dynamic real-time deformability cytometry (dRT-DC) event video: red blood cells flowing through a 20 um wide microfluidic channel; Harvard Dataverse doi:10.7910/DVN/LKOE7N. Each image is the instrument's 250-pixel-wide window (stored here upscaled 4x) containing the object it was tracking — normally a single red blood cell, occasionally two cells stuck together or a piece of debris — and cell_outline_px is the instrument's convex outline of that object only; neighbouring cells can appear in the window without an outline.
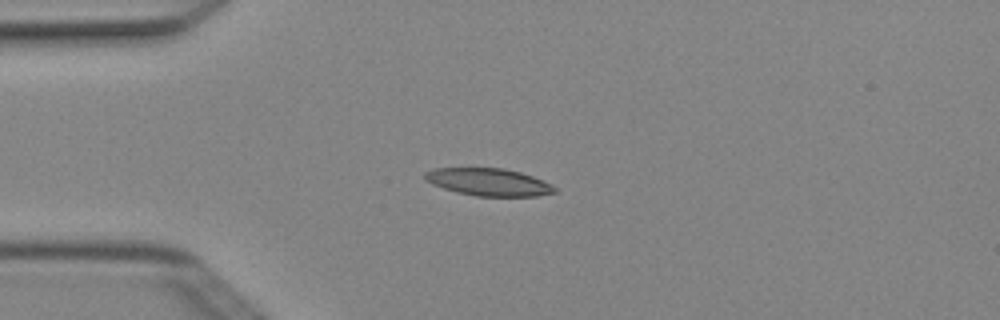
{"species": "Egyptian fruit bat (a non-hibernating species)", "species_latin": "Rousettus aegyptiacus", "temperature_condition": "cold", "stored_images_in_passage": 6, "camera_frame_rate_fps": 3000, "um_per_image_px": 0.085, "animal": {"sex": "female"}, "frame": {"image": 1, "passage_image": 4, "time_ms": 1.0, "image_size_px": [1000, 320], "cell_outline_px": [[556, 192], [536, 196], [476, 196], [456, 192], [432, 184], [424, 180], [424, 172], [432, 168], [504, 168], [520, 172], [544, 180], [552, 184], [556, 188]], "centroid_in_image_um": [41.52, 15.47], "position_along_channel_um": 43.5, "area_um2": 20.87}}
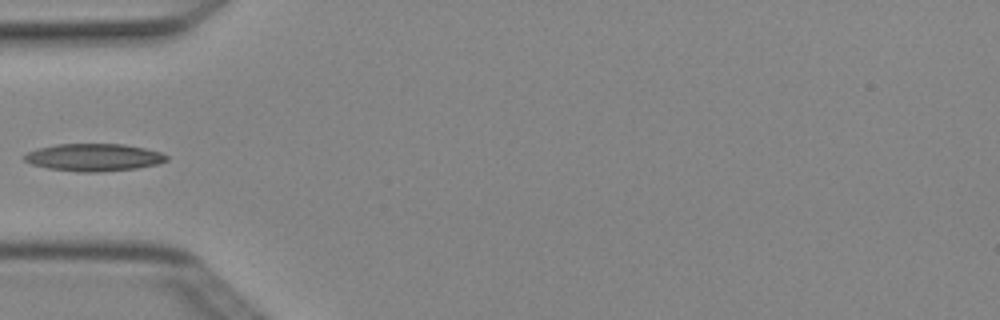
{"frame": {"image": 2, "passage_image": 5, "time_ms": 1.333, "image_size_px": [1000, 320], "cell_outline_px": [[168, 160], [160, 164], [136, 168], [96, 172], [80, 172], [48, 168], [32, 164], [24, 160], [24, 156], [28, 152], [36, 148], [56, 144], [124, 144], [144, 148], [160, 152], [168, 156]], "centroid_in_image_um": [7.98, 13.37], "position_along_channel_um": 77.0, "area_um2": 22.72}}
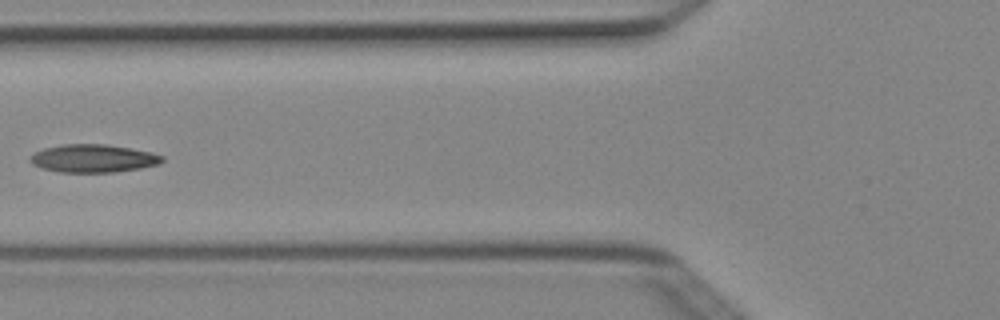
{"frame": {"image": 3, "passage_image": 6, "time_ms": 1.667, "image_size_px": [1000, 320], "cell_outline_px": [[164, 160], [160, 164], [140, 168], [116, 172], [60, 172], [44, 168], [32, 164], [28, 160], [28, 156], [44, 148], [60, 144], [104, 144], [152, 152], [164, 156]], "centroid_in_image_um": [7.92, 13.46], "position_along_channel_um": 117.9, "area_um2": 21.56}}